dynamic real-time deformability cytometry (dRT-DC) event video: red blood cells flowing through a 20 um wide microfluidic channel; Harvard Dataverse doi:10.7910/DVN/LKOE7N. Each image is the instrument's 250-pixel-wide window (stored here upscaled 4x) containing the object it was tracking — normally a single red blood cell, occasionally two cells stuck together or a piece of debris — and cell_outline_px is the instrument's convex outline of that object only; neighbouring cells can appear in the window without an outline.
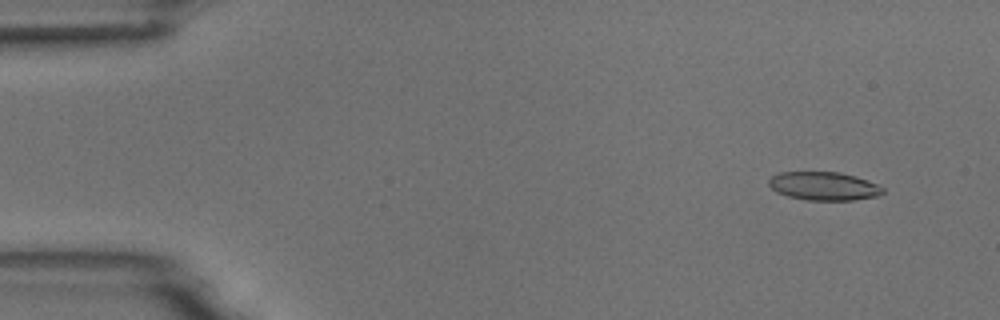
{"species": "common noctule bat (a hibernating species)", "species_latin": "Nyctalus noctula", "temperature_condition": "room temperature", "stored_images_in_passage": 5, "camera_frame_rate_fps": 3000, "um_per_image_px": 0.085, "animal": {"sex": "male", "body_mass_g": 18.8}, "frame": {"image": 1, "passage_image": 2, "time_ms": 1.0, "image_size_px": [1000, 320], "cell_outline_px": [[884, 192], [876, 196], [852, 200], [808, 200], [788, 196], [776, 192], [768, 184], [768, 180], [772, 176], [780, 172], [840, 172], [856, 176], [868, 180], [884, 188]], "centroid_in_image_um": [70.02, 15.81], "position_along_channel_um": 15.0, "area_um2": 18.84}}
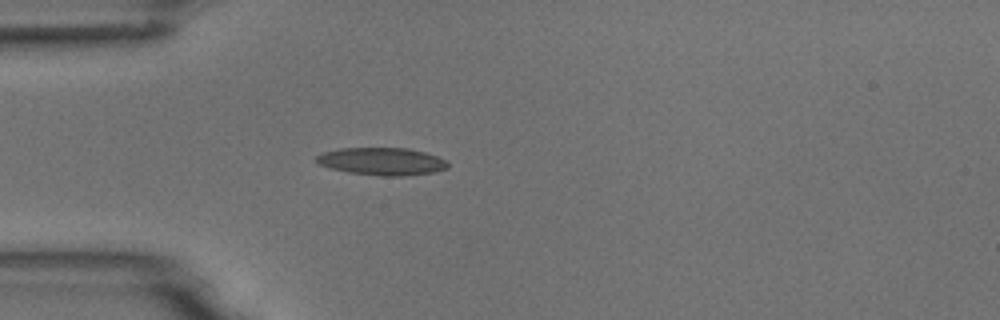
{"frame": {"image": 2, "passage_image": 5, "time_ms": 4.667, "image_size_px": [1000, 320], "cell_outline_px": [[448, 168], [432, 172], [404, 176], [380, 176], [348, 172], [332, 168], [320, 164], [316, 160], [316, 156], [324, 152], [340, 148], [408, 148], [424, 152], [448, 160]], "centroid_in_image_um": [32.49, 13.71], "position_along_channel_um": 52.5, "area_um2": 20.98}}